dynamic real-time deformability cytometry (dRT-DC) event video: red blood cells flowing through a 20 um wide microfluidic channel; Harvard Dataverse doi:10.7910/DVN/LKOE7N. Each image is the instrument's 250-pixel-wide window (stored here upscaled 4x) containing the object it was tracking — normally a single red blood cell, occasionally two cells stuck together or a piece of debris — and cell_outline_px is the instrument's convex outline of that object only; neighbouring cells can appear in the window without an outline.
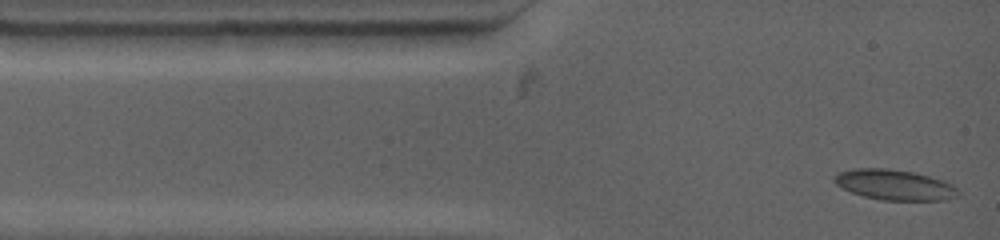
{"species": "common noctule bat (a hibernating species)", "species_latin": "Nyctalus noctula", "temperature_condition": "warm", "stored_images_in_passage": 70, "camera_frame_rate_fps": 4500, "um_per_image_px": 0.085, "animal": {"sex": "female", "body_mass_g": 19.0, "forearm_length_mm": 53.3}, "frame": {"image": 1, "passage_image": 1, "time_ms": 0.0, "image_size_px": [1000, 240], "cell_outline_px": [[960, 196], [944, 200], [880, 200], [864, 196], [852, 192], [836, 184], [832, 180], [836, 172], [856, 168], [888, 168], [912, 172], [944, 180], [952, 184], [960, 192]], "centroid_in_image_um": [76.04, 15.71], "position_along_channel_um": 9.0, "area_um2": 22.02}}
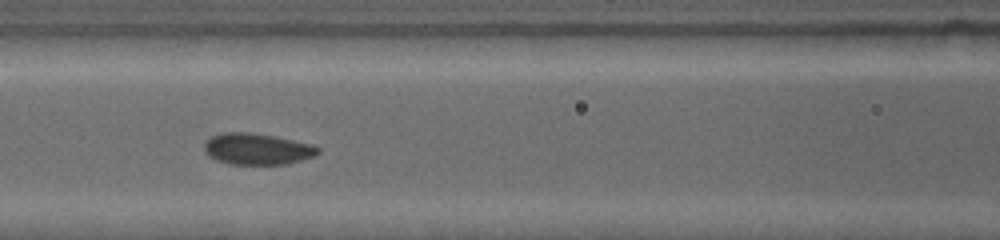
{"frame": {"image": 2, "passage_image": 36, "time_ms": 4.667, "image_size_px": [1000, 240], "cell_outline_px": [[320, 152], [316, 156], [284, 164], [228, 164], [216, 160], [208, 156], [204, 152], [204, 144], [212, 136], [224, 132], [248, 132], [276, 136], [312, 144], [320, 148]], "centroid_in_image_um": [21.86, 12.66], "position_along_channel_um": 144.7, "area_um2": 20.87}}
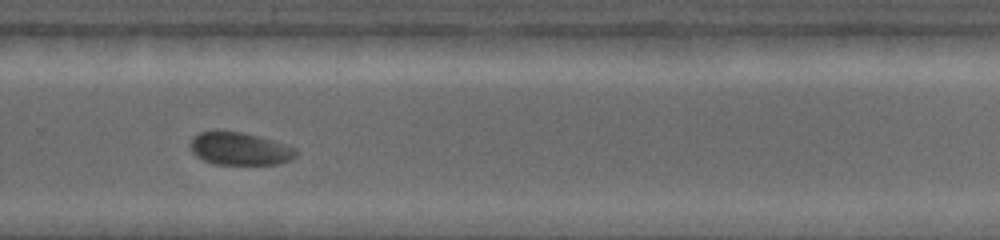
{"frame": {"image": 3, "passage_image": 61, "time_ms": 9.111, "image_size_px": [1000, 240], "cell_outline_px": [[296, 156], [292, 160], [276, 164], [216, 164], [204, 160], [196, 156], [192, 152], [192, 140], [200, 132], [216, 128], [244, 132], [260, 136], [296, 148]], "centroid_in_image_um": [20.38, 12.61], "position_along_channel_um": 309.4, "area_um2": 20.4}}